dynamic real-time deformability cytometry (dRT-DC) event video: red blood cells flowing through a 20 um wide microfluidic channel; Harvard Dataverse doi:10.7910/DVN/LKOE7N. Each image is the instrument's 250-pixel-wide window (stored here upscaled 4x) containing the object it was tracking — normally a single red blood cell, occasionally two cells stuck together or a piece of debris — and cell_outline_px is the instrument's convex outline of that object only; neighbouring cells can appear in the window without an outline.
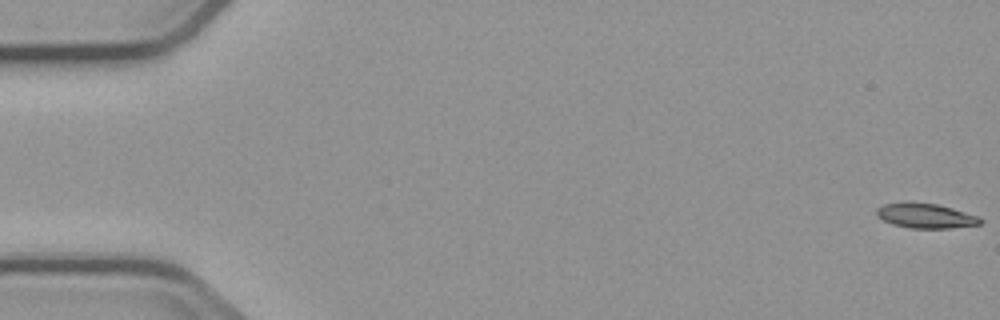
{"species": "common noctule bat (a hibernating species)", "species_latin": "Nyctalus noctula", "temperature_condition": "cold", "stored_images_in_passage": 6, "camera_frame_rate_fps": 3000, "um_per_image_px": 0.085, "animal": {"sex": "male", "body_mass_g": 23.1, "forearm_length_mm": 52.7}, "frame": {"image": 1, "passage_image": 1, "time_ms": 0.0, "image_size_px": [1000, 320], "cell_outline_px": [[984, 220], [980, 224], [948, 228], [912, 228], [892, 224], [876, 216], [876, 208], [884, 204], [936, 204], [952, 208], [980, 216]], "centroid_in_image_um": [78.73, 18.37], "position_along_channel_um": 6.3, "area_um2": 14.51}}
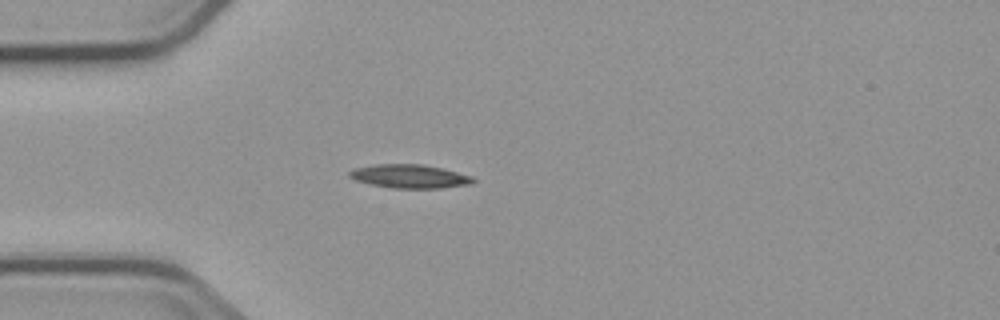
{"frame": {"image": 2, "passage_image": 5, "time_ms": 5.0, "image_size_px": [1000, 320], "cell_outline_px": [[476, 180], [472, 184], [440, 188], [392, 188], [368, 184], [356, 180], [348, 176], [348, 172], [352, 168], [376, 164], [424, 164], [472, 176]], "centroid_in_image_um": [34.78, 14.99], "position_along_channel_um": 50.2, "area_um2": 17.11}}